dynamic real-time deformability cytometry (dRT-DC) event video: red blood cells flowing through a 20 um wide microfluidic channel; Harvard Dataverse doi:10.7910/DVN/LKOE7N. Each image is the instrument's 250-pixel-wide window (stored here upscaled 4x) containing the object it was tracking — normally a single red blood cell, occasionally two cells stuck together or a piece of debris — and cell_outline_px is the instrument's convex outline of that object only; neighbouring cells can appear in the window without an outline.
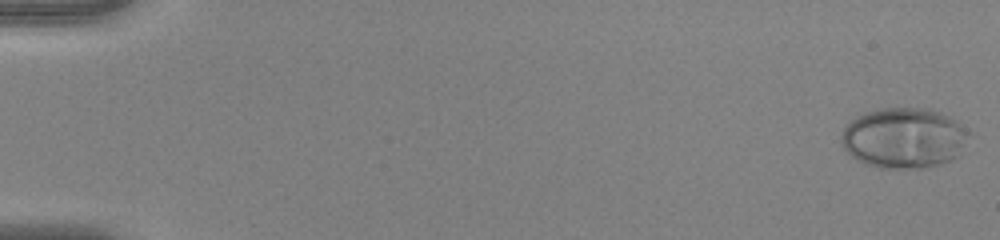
{"species": "human", "species_latin": "Homo sapiens", "temperature_condition": "warm", "stored_images_in_passage": 52, "camera_frame_rate_fps": 3000, "um_per_image_px": 0.085, "donor": {"sex": "female"}, "frame": {"image": 1, "passage_image": 1, "time_ms": 0.0, "image_size_px": [1000, 240], "cell_outline_px": [[968, 132], [960, 156], [952, 160], [940, 164], [924, 168], [880, 168], [864, 164], [856, 160], [844, 148], [840, 140], [840, 136], [844, 128], [856, 116], [868, 112], [884, 108], [928, 108], [952, 116]], "centroid_in_image_um": [76.83, 11.74], "position_along_channel_um": 8.2, "area_um2": 45.08}}
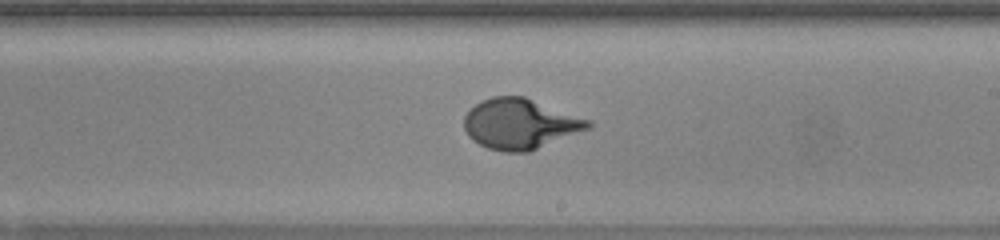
{"frame": {"image": 2, "passage_image": 32, "time_ms": 10.333, "image_size_px": [1000, 240], "cell_outline_px": [[592, 128], [528, 152], [504, 152], [488, 148], [472, 140], [468, 136], [464, 128], [464, 116], [480, 100], [492, 96], [524, 96], [592, 120]], "centroid_in_image_um": [44.23, 10.53], "position_along_channel_um": 244.8, "area_um2": 36.65}}
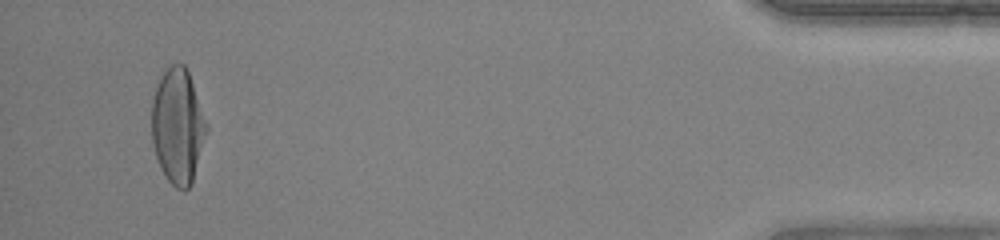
{"frame": {"image": 3, "passage_image": 50, "time_ms": 16.333, "image_size_px": [1000, 240], "cell_outline_px": [[208, 128], [192, 184], [184, 192], [176, 188], [168, 180], [160, 168], [152, 144], [152, 100], [160, 76], [172, 64], [184, 64], [188, 72], [208, 124]], "centroid_in_image_um": [15.11, 10.76], "position_along_channel_um": 420.1, "area_um2": 36.76}}